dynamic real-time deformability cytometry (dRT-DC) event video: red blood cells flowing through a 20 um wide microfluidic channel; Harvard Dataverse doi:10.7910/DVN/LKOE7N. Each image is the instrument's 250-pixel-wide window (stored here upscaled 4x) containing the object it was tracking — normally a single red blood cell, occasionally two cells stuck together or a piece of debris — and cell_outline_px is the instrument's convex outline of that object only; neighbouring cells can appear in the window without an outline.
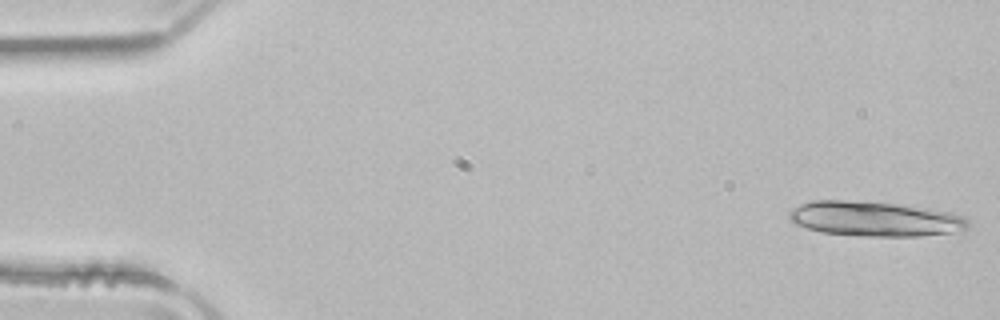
{"species": "common noctule bat (a hibernating species)", "species_latin": "Nyctalus noctula", "temperature_condition": "room temperature", "stored_images_in_passage": 12, "camera_frame_rate_fps": 3000, "um_per_image_px": 0.085, "animal": {"sex": "male", "body_mass_g": 21.5, "forearm_length_mm": 52.0}, "frame": {"image": 1, "passage_image": 1, "time_ms": 0.0, "image_size_px": [1000, 320], "cell_outline_px": [[972, 224], [964, 232], [920, 236], [864, 236], [820, 232], [796, 224], [788, 220], [788, 212], [792, 208], [800, 204], [812, 200], [844, 200], [896, 204], [952, 212], [964, 216]], "centroid_in_image_um": [74.41, 18.61], "position_along_channel_um": 10.6, "area_um2": 36.76}}